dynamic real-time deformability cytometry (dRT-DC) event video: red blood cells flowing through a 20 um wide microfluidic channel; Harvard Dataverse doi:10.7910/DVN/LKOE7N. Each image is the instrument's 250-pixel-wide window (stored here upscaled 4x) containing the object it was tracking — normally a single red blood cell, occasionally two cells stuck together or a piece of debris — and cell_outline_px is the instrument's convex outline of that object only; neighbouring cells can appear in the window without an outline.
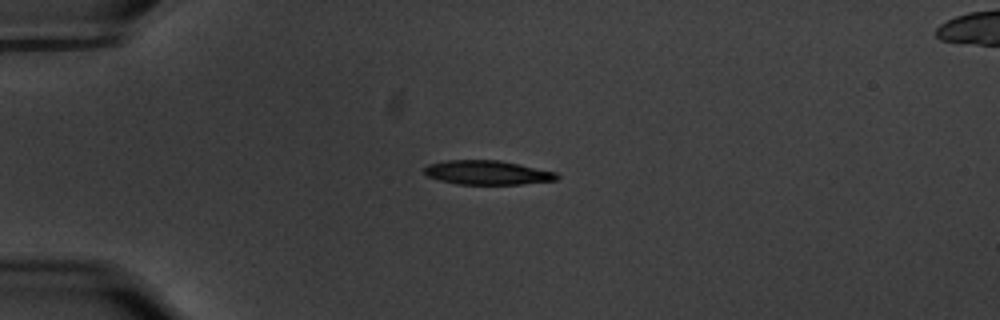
{"species": "common noctule bat (a hibernating species)", "species_latin": "Nyctalus noctula", "temperature_condition": "warm", "stored_images_in_passage": 58, "camera_frame_rate_fps": 3000, "um_per_image_px": 0.085, "animal": {"sex": "male", "body_mass_g": 20.1, "forearm_length_mm": 53.5}, "frame": {"image": 1, "passage_image": 15, "time_ms": 4.667, "image_size_px": [1000, 320], "cell_outline_px": [[560, 176], [556, 180], [520, 184], [456, 184], [440, 180], [428, 176], [424, 172], [424, 168], [428, 164], [444, 160], [500, 160], [520, 164], [556, 172]], "centroid_in_image_um": [41.42, 14.66], "position_along_channel_um": 43.6, "area_um2": 18.67}}
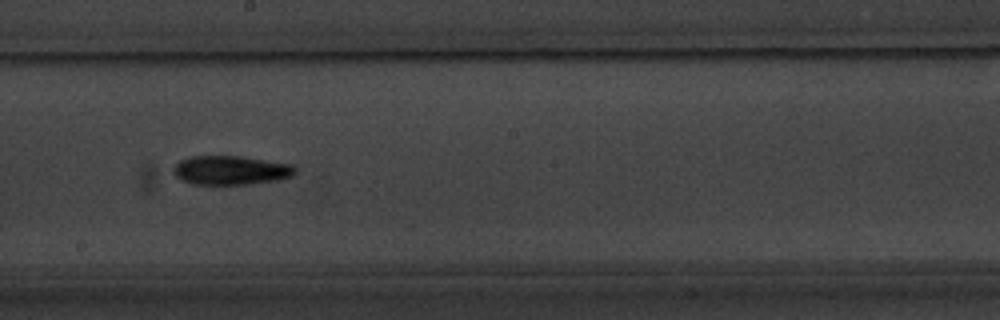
{"frame": {"image": 2, "passage_image": 33, "time_ms": 10.667, "image_size_px": [1000, 320], "cell_outline_px": [[296, 172], [292, 176], [280, 180], [248, 184], [192, 184], [180, 180], [172, 172], [172, 168], [180, 160], [192, 156], [240, 156], [292, 164], [296, 168]], "centroid_in_image_um": [19.61, 14.47], "position_along_channel_um": 228.6, "area_um2": 20.75}}
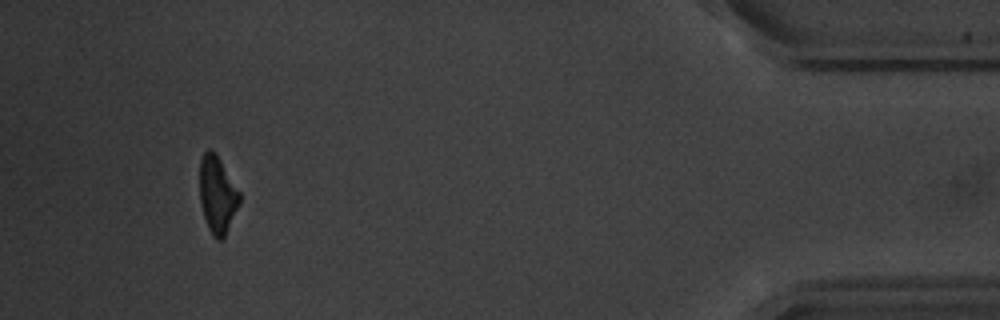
{"frame": {"image": 3, "passage_image": 54, "time_ms": 17.667, "image_size_px": [1000, 320], "cell_outline_px": [[240, 204], [224, 236], [220, 240], [216, 240], [212, 236], [208, 228], [200, 204], [200, 160], [204, 152], [208, 148], [212, 148], [216, 152], [240, 192]], "centroid_in_image_um": [18.47, 16.52], "position_along_channel_um": 416.7, "area_um2": 18.03}, "authors_computed_cell_mechanics": {"area_um2": 19.3052, "velocity_mm_per_s": 3.5554, "shape_relaxation_time_tau1_ms": 3.3967, "shape_relaxation_time_tau2_ms": 8.5371, "deformation_change_tau1": 0.1384, "deformation_change_tau2": 0.2005}}